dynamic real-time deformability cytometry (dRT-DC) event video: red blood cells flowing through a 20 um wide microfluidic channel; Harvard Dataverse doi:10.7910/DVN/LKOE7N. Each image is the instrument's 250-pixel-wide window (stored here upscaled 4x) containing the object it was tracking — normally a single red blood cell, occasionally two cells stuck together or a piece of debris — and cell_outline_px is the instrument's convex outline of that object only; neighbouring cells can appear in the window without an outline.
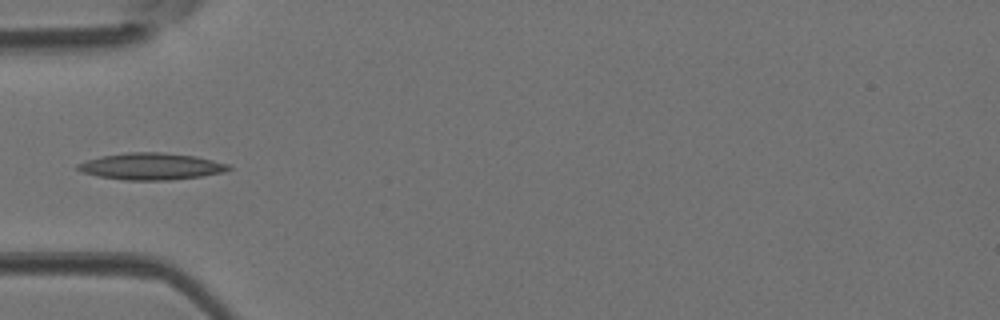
{"species": "Egyptian fruit bat (a non-hibernating species)", "species_latin": "Rousettus aegyptiacus", "temperature_condition": "room temperature", "stored_images_in_passage": 30, "camera_frame_rate_fps": 3000, "um_per_image_px": 0.085, "animal": {"sex": "female"}, "frame": {"image": 1, "passage_image": 1, "time_ms": 0.0, "image_size_px": [1000, 320], "cell_outline_px": [[232, 168], [224, 172], [200, 176], [168, 180], [124, 180], [96, 176], [84, 172], [76, 168], [76, 164], [100, 156], [128, 152], [160, 152], [196, 156], [228, 164]], "centroid_in_image_um": [12.83, 14.14], "position_along_channel_um": 72.2, "area_um2": 23.41}}
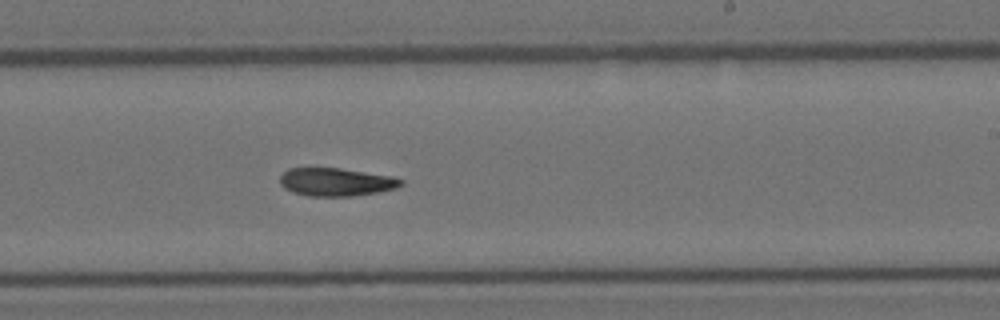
{"frame": {"image": 2, "passage_image": 13, "time_ms": 4.0, "image_size_px": [1000, 320], "cell_outline_px": [[404, 184], [396, 188], [376, 192], [352, 196], [308, 196], [292, 192], [284, 188], [280, 184], [280, 176], [288, 168], [340, 168], [392, 176], [404, 180]], "centroid_in_image_um": [28.56, 15.47], "position_along_channel_um": 260.4, "area_um2": 19.83}}
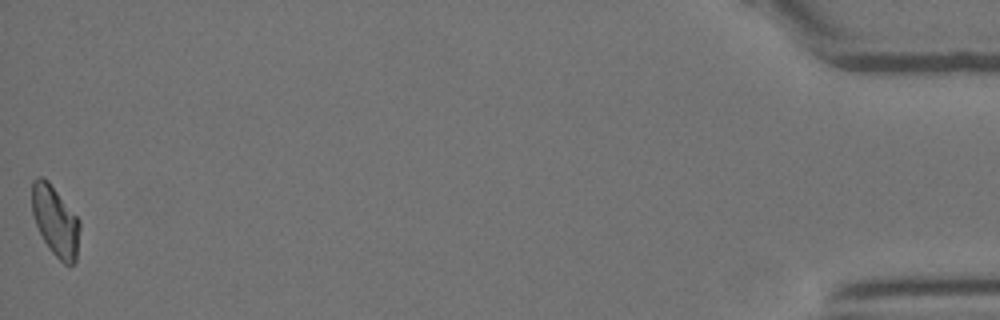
{"frame": {"image": 3, "passage_image": 30, "time_ms": 9.667, "image_size_px": [1000, 320], "cell_outline_px": [[80, 228], [76, 260], [72, 264], [64, 264], [52, 252], [44, 240], [36, 224], [32, 212], [32, 180], [36, 176], [44, 176], [48, 180], [80, 220]], "centroid_in_image_um": [4.7, 18.75], "position_along_channel_um": 430.5, "area_um2": 19.48}}